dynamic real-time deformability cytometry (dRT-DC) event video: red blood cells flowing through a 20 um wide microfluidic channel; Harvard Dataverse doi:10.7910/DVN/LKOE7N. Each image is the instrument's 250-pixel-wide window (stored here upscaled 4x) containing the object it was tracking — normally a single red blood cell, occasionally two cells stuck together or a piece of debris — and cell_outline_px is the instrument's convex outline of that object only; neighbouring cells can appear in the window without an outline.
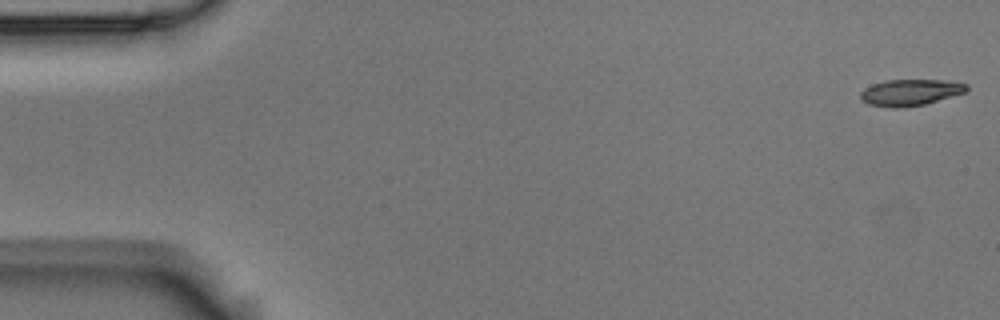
{"species": "Egyptian fruit bat (a non-hibernating species)", "species_latin": "Rousettus aegyptiacus", "temperature_condition": "room temperature", "stored_images_in_passage": 54, "camera_frame_rate_fps": 3000, "um_per_image_px": 0.085, "animal": {"sex": "male"}, "frame": {"image": 1, "passage_image": 1, "time_ms": 0.0, "image_size_px": [1000, 320], "cell_outline_px": [[968, 88], [964, 92], [924, 104], [904, 108], [892, 108], [868, 104], [860, 100], [860, 92], [864, 88], [872, 84], [888, 80], [944, 80], [968, 84]], "centroid_in_image_um": [77.31, 7.86], "position_along_channel_um": 7.7, "area_um2": 16.24}}
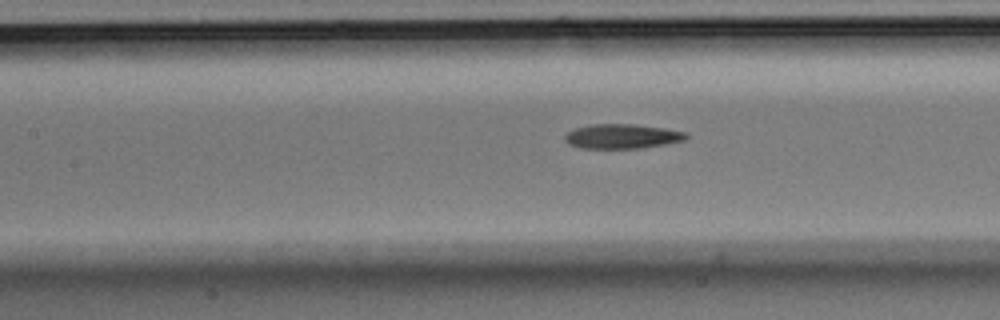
{"frame": {"image": 2, "passage_image": 24, "time_ms": 7.667, "image_size_px": [1000, 320], "cell_outline_px": [[688, 136], [684, 140], [664, 144], [640, 148], [580, 148], [568, 144], [564, 140], [564, 136], [568, 132], [576, 128], [592, 124], [632, 124], [664, 128], [688, 132]], "centroid_in_image_um": [52.87, 11.58], "position_along_channel_um": 154.5, "area_um2": 17.28}}
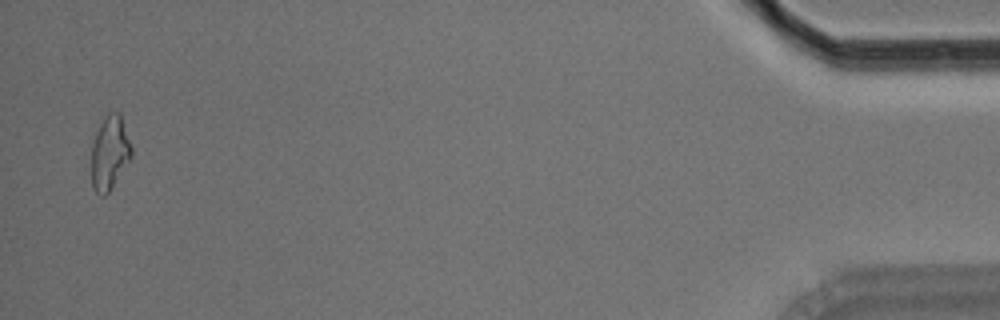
{"frame": {"image": 3, "passage_image": 53, "time_ms": 17.333, "image_size_px": [1000, 320], "cell_outline_px": [[132, 156], [108, 192], [104, 196], [100, 196], [92, 188], [92, 144], [96, 132], [100, 124], [108, 112], [120, 112], [132, 148]], "centroid_in_image_um": [9.32, 12.97], "position_along_channel_um": 425.9, "area_um2": 17.05}, "authors_computed_cell_mechanics": {"area_um2": 17.0799, "velocity_mm_per_s": 3.7233, "shape_relaxation_time_tau1_ms": 7.2603, "shape_relaxation_time_tau2_ms": 5.928, "deformation_change_tau1": 0.176, "deformation_change_tau2": 0.1549}}